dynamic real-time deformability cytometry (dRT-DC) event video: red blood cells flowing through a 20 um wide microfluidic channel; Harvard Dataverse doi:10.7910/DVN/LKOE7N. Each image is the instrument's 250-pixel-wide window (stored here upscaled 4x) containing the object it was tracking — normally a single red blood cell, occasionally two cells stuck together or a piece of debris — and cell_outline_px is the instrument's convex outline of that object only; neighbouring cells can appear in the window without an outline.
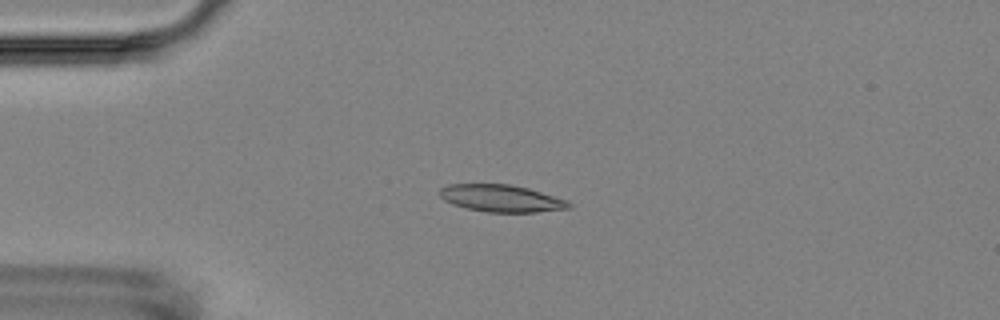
{"species": "Egyptian fruit bat (a non-hibernating species)", "species_latin": "Rousettus aegyptiacus", "temperature_condition": "room temperature", "stored_images_in_passage": 10, "camera_frame_rate_fps": 3000, "um_per_image_px": 0.085, "animal": {"sex": "female"}, "frame": {"image": 1, "passage_image": 4, "time_ms": 3.333, "image_size_px": [1000, 320], "cell_outline_px": [[572, 204], [568, 208], [536, 212], [488, 212], [468, 208], [452, 204], [444, 200], [440, 196], [440, 188], [448, 184], [508, 184], [528, 188], [568, 200]], "centroid_in_image_um": [42.6, 16.85], "position_along_channel_um": 42.4, "area_um2": 20.29}}
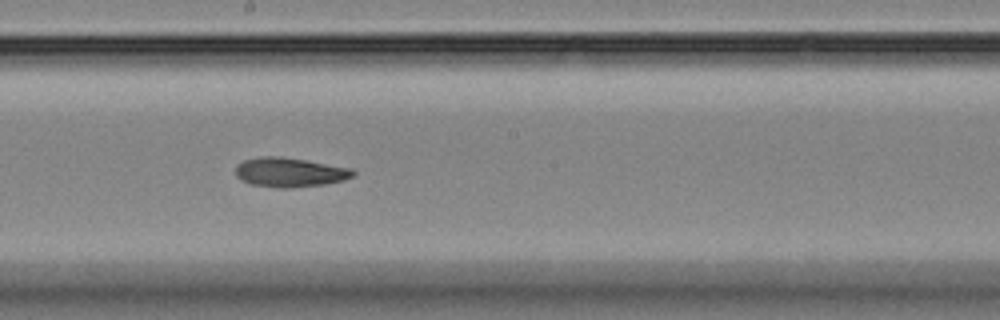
{"frame": {"image": 2, "passage_image": 9, "time_ms": 9.0, "image_size_px": [1000, 320], "cell_outline_px": [[356, 172], [352, 176], [344, 180], [324, 184], [292, 188], [280, 188], [248, 184], [240, 180], [236, 176], [236, 164], [244, 160], [260, 156], [280, 156], [352, 168]], "centroid_in_image_um": [24.59, 14.65], "position_along_channel_um": 223.6, "area_um2": 20.23}}
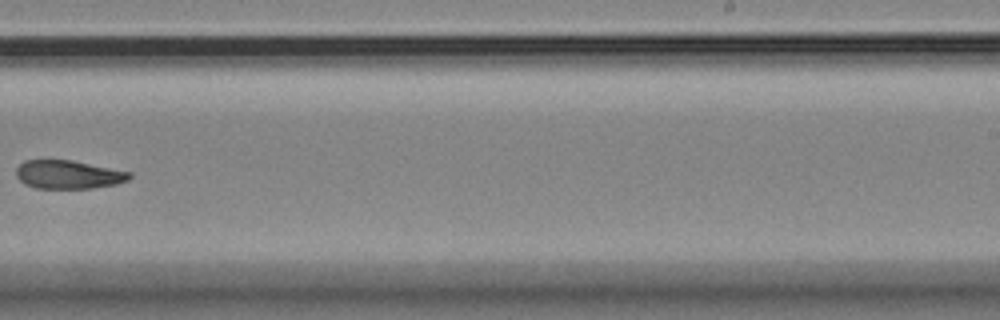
{"frame": {"image": 3, "passage_image": 10, "time_ms": 10.667, "image_size_px": [1000, 320], "cell_outline_px": [[132, 176], [128, 180], [116, 184], [92, 188], [36, 188], [24, 184], [16, 176], [16, 168], [24, 160], [72, 160], [132, 172]], "centroid_in_image_um": [5.81, 14.83], "position_along_channel_um": 283.2, "area_um2": 18.84}}